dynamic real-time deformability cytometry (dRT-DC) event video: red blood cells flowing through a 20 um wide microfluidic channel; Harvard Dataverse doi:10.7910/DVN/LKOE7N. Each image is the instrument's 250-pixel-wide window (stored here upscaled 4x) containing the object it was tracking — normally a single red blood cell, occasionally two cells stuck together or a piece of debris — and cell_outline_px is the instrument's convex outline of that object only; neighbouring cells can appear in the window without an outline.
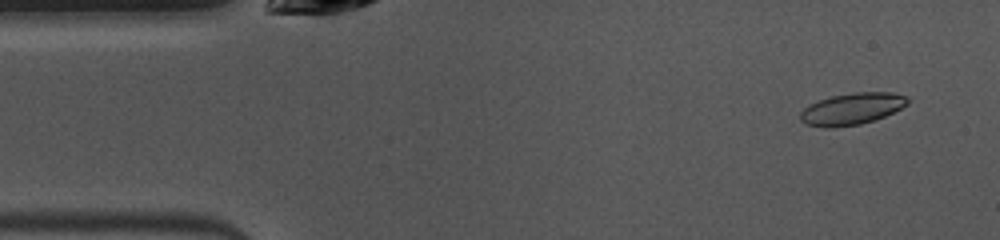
{"species": "common noctule bat (a hibernating species)", "species_latin": "Nyctalus noctula", "temperature_condition": "warm", "stored_images_in_passage": 39, "camera_frame_rate_fps": 3000, "um_per_image_px": 0.085, "animal": {"sex": "female", "body_mass_g": 10.0, "forearm_length_mm": 53.1}, "frame": {"image": 1, "passage_image": 3, "time_ms": 0.667, "image_size_px": [1000, 240], "cell_outline_px": [[908, 104], [884, 116], [860, 124], [832, 128], [828, 128], [804, 124], [800, 120], [800, 112], [808, 104], [832, 96], [852, 92], [892, 92], [908, 96]], "centroid_in_image_um": [72.38, 9.25], "position_along_channel_um": 12.6, "area_um2": 19.83}}
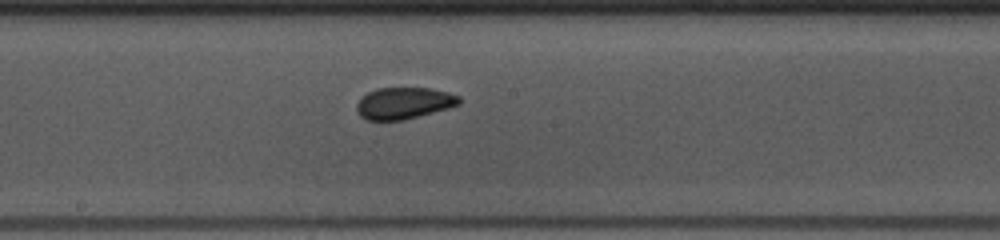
{"frame": {"image": 2, "passage_image": 24, "time_ms": 7.667, "image_size_px": [1000, 240], "cell_outline_px": [[460, 104], [448, 108], [404, 120], [364, 120], [360, 116], [356, 108], [356, 104], [368, 92], [376, 88], [428, 88], [448, 92], [460, 96]], "centroid_in_image_um": [34.32, 8.77], "position_along_channel_um": 213.9, "area_um2": 18.84}}
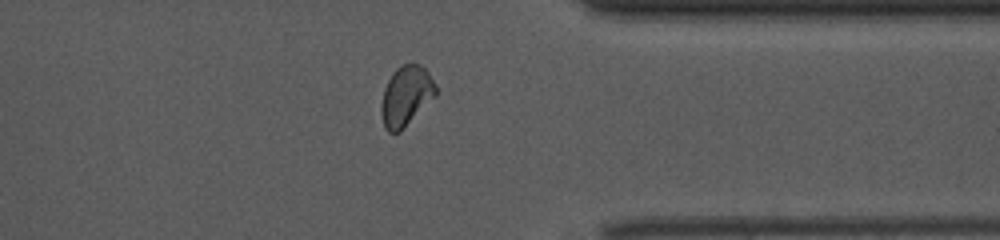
{"frame": {"image": 3, "passage_image": 37, "time_ms": 12.0, "image_size_px": [1000, 240], "cell_outline_px": [[436, 96], [400, 132], [388, 132], [384, 128], [380, 112], [380, 108], [384, 88], [392, 72], [400, 64], [420, 64], [428, 72], [436, 84]], "centroid_in_image_um": [34.5, 8.16], "position_along_channel_um": 376.9, "area_um2": 19.25}}